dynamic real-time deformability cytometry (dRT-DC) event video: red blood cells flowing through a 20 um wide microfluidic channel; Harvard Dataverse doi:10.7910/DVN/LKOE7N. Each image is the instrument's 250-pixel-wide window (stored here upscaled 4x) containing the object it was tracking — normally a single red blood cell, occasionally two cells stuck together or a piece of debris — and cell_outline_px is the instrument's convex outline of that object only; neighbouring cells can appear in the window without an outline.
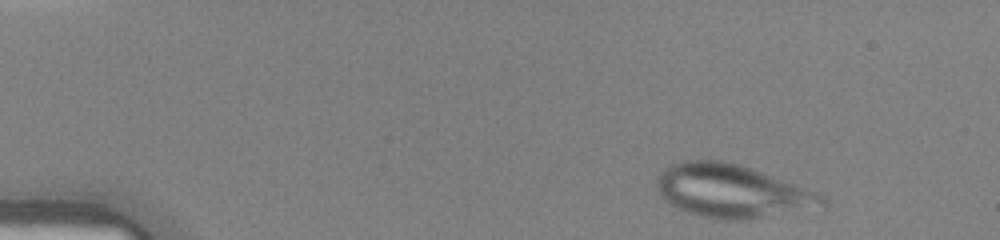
{"species": "human", "species_latin": "Homo sapiens", "temperature_condition": "warm", "stored_images_in_passage": 37, "camera_frame_rate_fps": 3000, "um_per_image_px": 0.085, "donor": {"sex": "female"}, "frame": {"image": 1, "passage_image": 2, "time_ms": 0.333, "image_size_px": [1000, 240], "cell_outline_px": [[828, 204], [748, 220], [716, 220], [700, 216], [688, 212], [664, 200], [660, 196], [656, 188], [656, 180], [664, 168], [672, 164], [684, 160], [720, 160], [740, 164], [816, 192], [824, 196], [828, 200]], "centroid_in_image_um": [62.15, 16.24], "position_along_channel_um": 22.9, "area_um2": 50.75}}
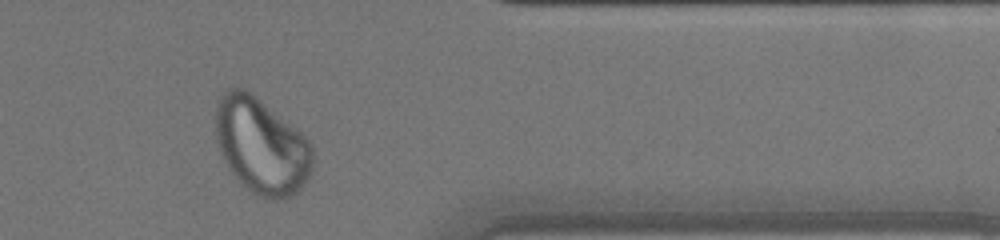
{"frame": {"image": 2, "passage_image": 33, "time_ms": 10.667, "image_size_px": [1000, 240], "cell_outline_px": [[312, 168], [304, 184], [296, 192], [280, 200], [268, 200], [256, 196], [244, 188], [240, 184], [228, 168], [220, 152], [216, 140], [216, 100], [228, 88], [244, 88], [260, 100], [300, 132], [312, 144]], "centroid_in_image_um": [22.18, 12.43], "position_along_channel_um": 389.2, "area_um2": 54.27}}